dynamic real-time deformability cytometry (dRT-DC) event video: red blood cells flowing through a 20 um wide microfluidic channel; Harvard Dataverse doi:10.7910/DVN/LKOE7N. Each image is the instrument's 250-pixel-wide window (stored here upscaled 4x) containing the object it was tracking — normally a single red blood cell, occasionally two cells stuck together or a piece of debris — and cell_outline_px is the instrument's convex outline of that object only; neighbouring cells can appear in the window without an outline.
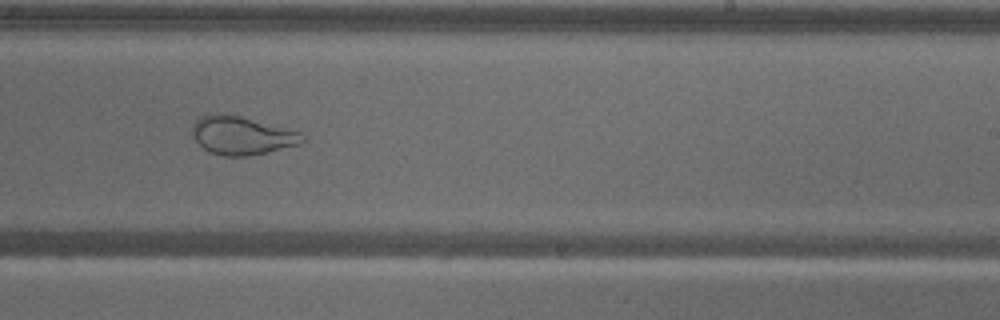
{"species": "common noctule bat (a hibernating species)", "species_latin": "Nyctalus noctula", "temperature_condition": "warm", "stored_images_in_passage": 49, "camera_frame_rate_fps": 3000, "um_per_image_px": 0.085, "animal": {"sex": "male", "body_mass_g": 18.8}, "frame": {"image": 1, "passage_image": 35, "time_ms": 11.333, "image_size_px": [1000, 320], "cell_outline_px": [[304, 140], [300, 144], [268, 152], [248, 156], [224, 156], [208, 152], [192, 136], [192, 124], [200, 116], [216, 112], [220, 112], [240, 116], [300, 132], [304, 136]], "centroid_in_image_um": [20.51, 11.51], "position_along_channel_um": 268.5, "area_um2": 24.62}}